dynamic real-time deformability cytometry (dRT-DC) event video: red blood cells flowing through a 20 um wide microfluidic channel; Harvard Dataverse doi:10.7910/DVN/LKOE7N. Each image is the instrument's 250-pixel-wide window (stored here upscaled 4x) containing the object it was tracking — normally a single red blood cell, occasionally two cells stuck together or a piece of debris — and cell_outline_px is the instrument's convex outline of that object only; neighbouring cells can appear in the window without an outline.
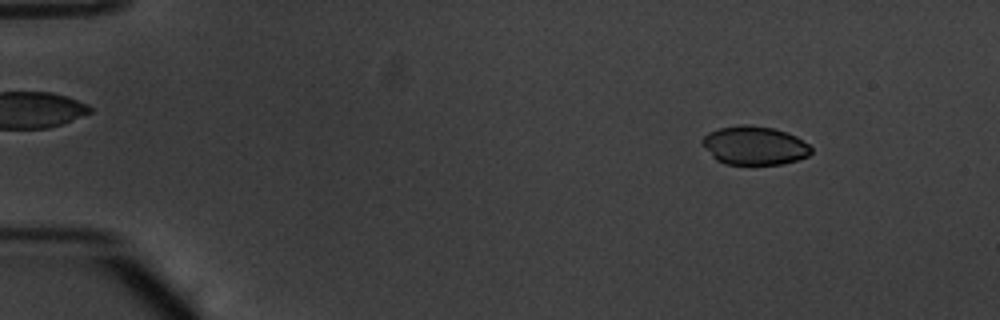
{"species": "common noctule bat (a hibernating species)", "species_latin": "Nyctalus noctula", "temperature_condition": "warm", "stored_images_in_passage": 54, "camera_frame_rate_fps": 3000, "um_per_image_px": 0.085, "animal": {"sex": "male", "body_mass_g": 20.1, "forearm_length_mm": 53.5}, "frame": {"image": 1, "passage_image": 7, "time_ms": 2.0, "image_size_px": [1000, 320], "cell_outline_px": [[812, 152], [808, 156], [784, 164], [724, 164], [716, 160], [700, 144], [700, 140], [708, 132], [720, 128], [740, 124], [748, 124], [772, 128], [788, 132], [796, 136], [808, 144], [812, 148]], "centroid_in_image_um": [64.1, 12.36], "position_along_channel_um": 20.9, "area_um2": 24.74}}
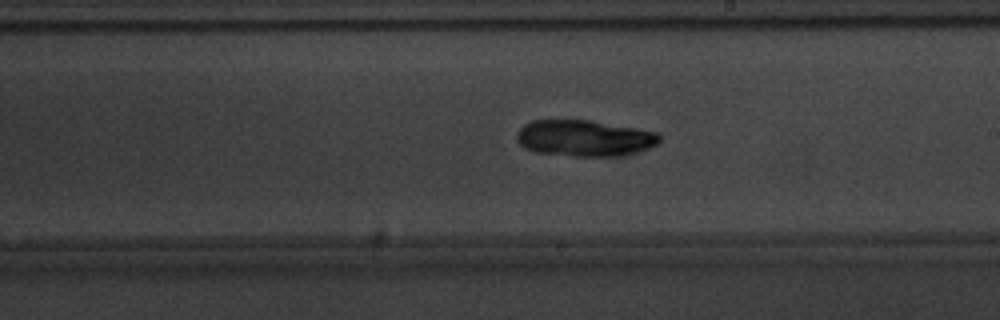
{"frame": {"image": 2, "passage_image": 32, "time_ms": 10.333, "image_size_px": [1000, 320], "cell_outline_px": [[660, 144], [636, 152], [616, 156], [572, 156], [532, 152], [524, 148], [516, 140], [516, 132], [524, 124], [532, 120], [592, 120], [660, 132]], "centroid_in_image_um": [49.67, 11.74], "position_along_channel_um": 239.3, "area_um2": 30.63}}
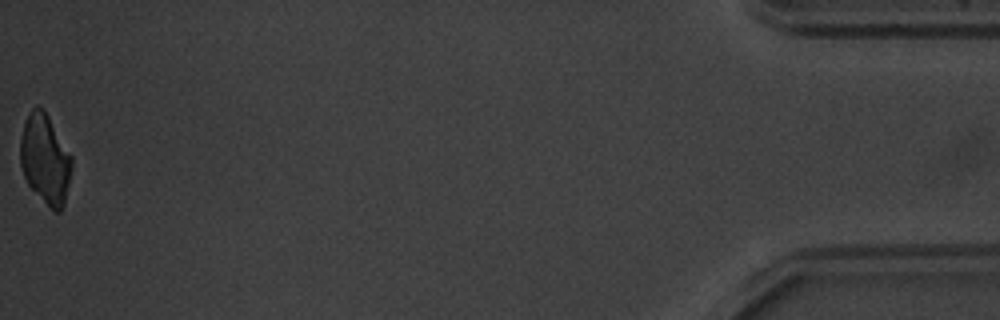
{"frame": {"image": 3, "passage_image": 54, "time_ms": 17.667, "image_size_px": [1000, 320], "cell_outline_px": [[72, 164], [64, 204], [60, 212], [52, 212], [28, 184], [24, 176], [20, 164], [20, 140], [24, 124], [32, 108], [36, 104], [44, 108], [72, 156]], "centroid_in_image_um": [3.84, 13.53], "position_along_channel_um": 431.4, "area_um2": 26.93}, "authors_computed_cell_mechanics": {"area_um2": 28.6688, "velocity_mm_per_s": 3.827, "shape_relaxation_time_tau1_ms": 3.3089, "shape_relaxation_time_tau2_ms": null, "deformation_change_tau1": 0.0604, "deformation_change_tau2": null}}